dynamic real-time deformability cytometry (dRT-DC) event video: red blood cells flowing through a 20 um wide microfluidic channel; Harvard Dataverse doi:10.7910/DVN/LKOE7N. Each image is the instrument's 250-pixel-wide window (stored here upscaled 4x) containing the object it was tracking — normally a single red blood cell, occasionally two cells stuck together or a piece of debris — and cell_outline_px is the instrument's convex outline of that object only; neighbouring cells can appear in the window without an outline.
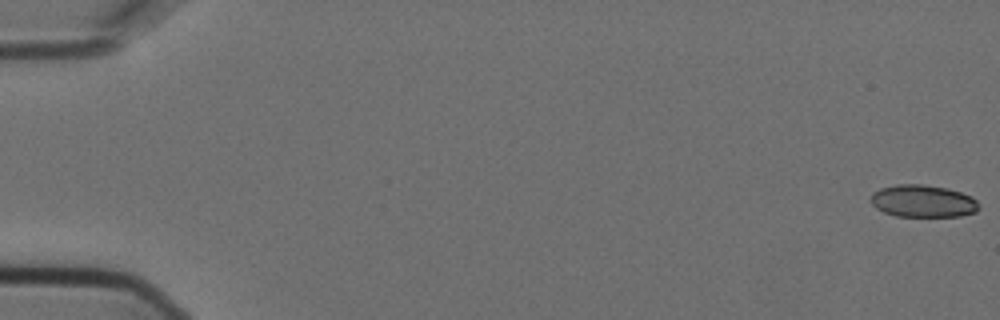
{"species": "Egyptian fruit bat (a non-hibernating species)", "species_latin": "Rousettus aegyptiacus", "temperature_condition": "cold", "stored_images_in_passage": 6, "camera_frame_rate_fps": 3000, "um_per_image_px": 0.085, "animal": {"sex": "female"}, "frame": {"image": 1, "passage_image": 1, "time_ms": 0.0, "image_size_px": [1000, 320], "cell_outline_px": [[980, 208], [976, 212], [960, 216], [896, 216], [884, 212], [876, 208], [868, 200], [872, 192], [880, 188], [896, 184], [924, 184], [948, 188], [972, 196], [976, 200]], "centroid_in_image_um": [78.43, 17.08], "position_along_channel_um": 6.6, "area_um2": 20.63}}
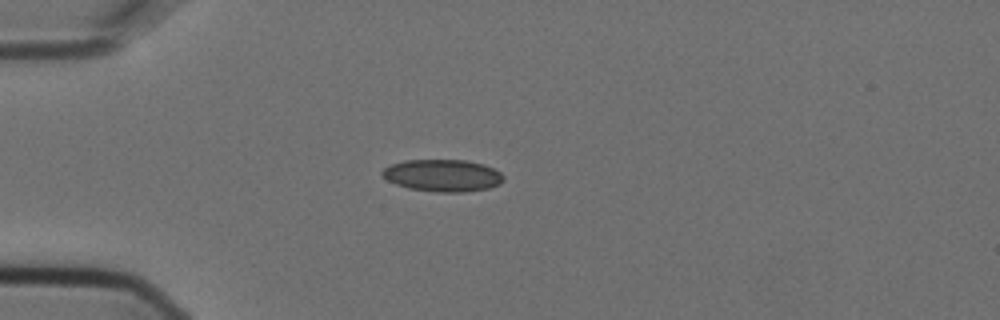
{"frame": {"image": 2, "passage_image": 5, "time_ms": 1.333, "image_size_px": [1000, 320], "cell_outline_px": [[504, 180], [500, 184], [488, 188], [464, 192], [436, 192], [408, 188], [396, 184], [388, 180], [380, 172], [384, 168], [392, 164], [404, 160], [464, 160], [484, 164], [500, 172], [504, 176]], "centroid_in_image_um": [37.64, 14.91], "position_along_channel_um": 47.4, "area_um2": 22.66}}